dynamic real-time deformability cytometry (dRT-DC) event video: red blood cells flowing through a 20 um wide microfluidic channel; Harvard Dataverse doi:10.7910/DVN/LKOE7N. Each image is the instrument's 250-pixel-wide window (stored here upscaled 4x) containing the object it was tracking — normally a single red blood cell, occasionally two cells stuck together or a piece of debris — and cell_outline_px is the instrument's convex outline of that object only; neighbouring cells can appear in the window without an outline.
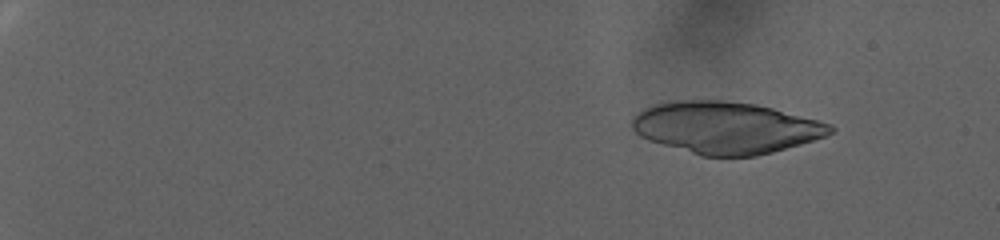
{"species": "human", "species_latin": "Homo sapiens", "temperature_condition": "warm", "stored_images_in_passage": 43, "camera_frame_rate_fps": 3000, "um_per_image_px": 0.085, "donor": {"sex": "female"}, "frame": {"image": 1, "passage_image": 13, "time_ms": 4.0, "image_size_px": [1000, 240], "cell_outline_px": [[836, 128], [832, 132], [824, 136], [800, 144], [772, 152], [756, 156], [700, 156], [648, 140], [640, 136], [632, 128], [632, 116], [644, 108], [652, 104], [676, 100], [724, 100], [756, 104], [772, 108], [832, 124]], "centroid_in_image_um": [61.64, 10.84], "position_along_channel_um": 23.4, "area_um2": 59.88}}